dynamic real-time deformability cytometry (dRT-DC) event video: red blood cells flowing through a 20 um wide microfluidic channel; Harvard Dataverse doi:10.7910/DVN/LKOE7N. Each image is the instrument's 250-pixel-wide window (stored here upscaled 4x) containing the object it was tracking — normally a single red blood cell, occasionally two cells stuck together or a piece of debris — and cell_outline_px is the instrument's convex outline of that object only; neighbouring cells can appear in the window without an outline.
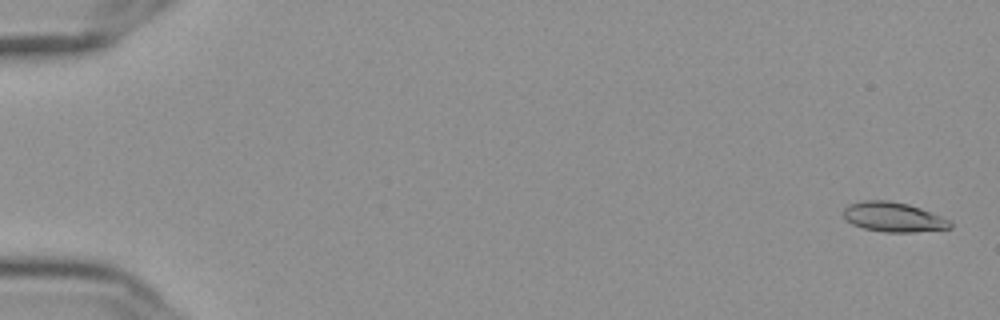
{"species": "Egyptian fruit bat (a non-hibernating species)", "species_latin": "Rousettus aegyptiacus", "temperature_condition": "cold", "stored_images_in_passage": 57, "camera_frame_rate_fps": 3000, "um_per_image_px": 0.085, "frame": {"image": 1, "passage_image": 2, "time_ms": 0.333, "image_size_px": [1000, 320], "cell_outline_px": [[952, 228], [916, 232], [884, 232], [864, 228], [852, 224], [844, 216], [844, 208], [848, 204], [864, 200], [884, 200], [908, 204], [920, 208], [952, 220]], "centroid_in_image_um": [75.97, 18.45], "position_along_channel_um": 9.0, "area_um2": 18.44}}
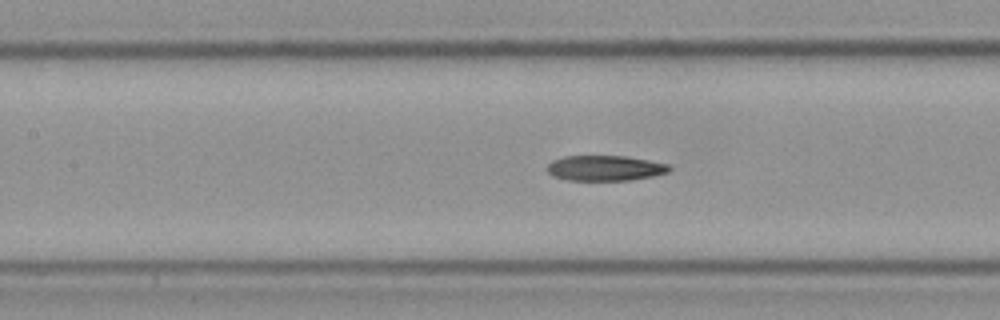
{"frame": {"image": 2, "passage_image": 27, "time_ms": 8.667, "image_size_px": [1000, 320], "cell_outline_px": [[672, 168], [668, 172], [652, 176], [632, 180], [568, 180], [552, 176], [548, 172], [548, 164], [552, 160], [564, 156], [624, 156], [648, 160], [668, 164]], "centroid_in_image_um": [51.42, 14.29], "position_along_channel_um": 156.0, "area_um2": 17.98}}
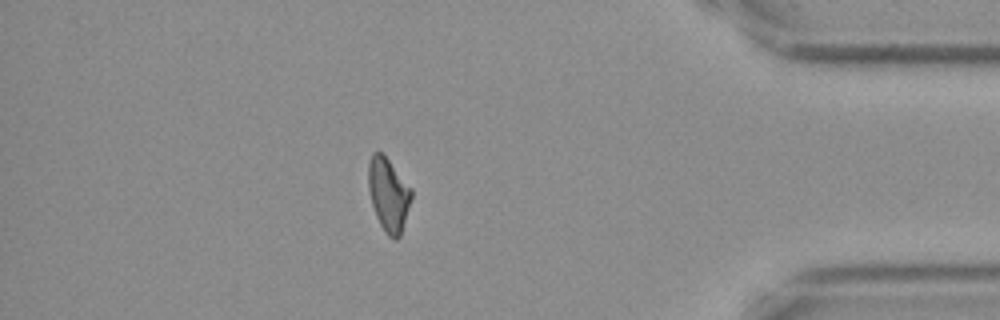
{"frame": {"image": 3, "passage_image": 50, "time_ms": 16.333, "image_size_px": [1000, 320], "cell_outline_px": [[412, 196], [400, 236], [396, 240], [388, 236], [384, 232], [376, 216], [372, 204], [368, 188], [368, 164], [372, 152], [380, 152], [388, 160], [412, 188]], "centroid_in_image_um": [33.01, 16.55], "position_along_channel_um": 402.2, "area_um2": 18.26}, "authors_computed_cell_mechanics": {"area_um2": 18.5538, "velocity_mm_per_s": 3.6565, "shape_relaxation_time_tau1_ms": null, "shape_relaxation_time_tau2_ms": 3.5023, "deformation_change_tau1": null, "deformation_change_tau2": 0.1171}}